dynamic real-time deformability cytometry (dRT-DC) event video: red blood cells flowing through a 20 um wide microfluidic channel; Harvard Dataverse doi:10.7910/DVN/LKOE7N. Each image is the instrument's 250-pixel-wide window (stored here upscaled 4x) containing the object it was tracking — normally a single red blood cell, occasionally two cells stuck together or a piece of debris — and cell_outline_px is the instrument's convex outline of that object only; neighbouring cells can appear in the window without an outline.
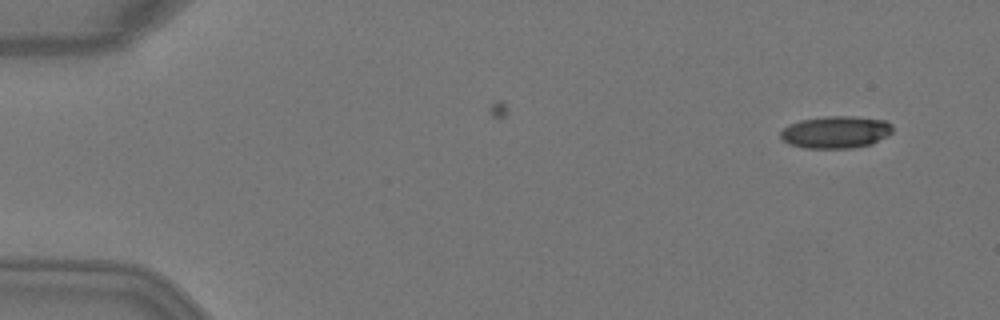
{"species": "Egyptian fruit bat (a non-hibernating species)", "species_latin": "Rousettus aegyptiacus", "temperature_condition": "warm", "stored_images_in_passage": 2, "camera_frame_rate_fps": 3000, "um_per_image_px": 0.085, "animal": {"sex": "female"}, "frame": {"image": 1, "passage_image": 1, "time_ms": 0.0, "image_size_px": [1000, 320], "cell_outline_px": [[892, 132], [888, 136], [872, 144], [852, 148], [804, 148], [788, 144], [780, 136], [780, 132], [788, 124], [800, 120], [824, 116], [856, 116], [884, 120], [892, 124]], "centroid_in_image_um": [71.05, 11.23], "position_along_channel_um": 14.0, "area_um2": 21.27}}